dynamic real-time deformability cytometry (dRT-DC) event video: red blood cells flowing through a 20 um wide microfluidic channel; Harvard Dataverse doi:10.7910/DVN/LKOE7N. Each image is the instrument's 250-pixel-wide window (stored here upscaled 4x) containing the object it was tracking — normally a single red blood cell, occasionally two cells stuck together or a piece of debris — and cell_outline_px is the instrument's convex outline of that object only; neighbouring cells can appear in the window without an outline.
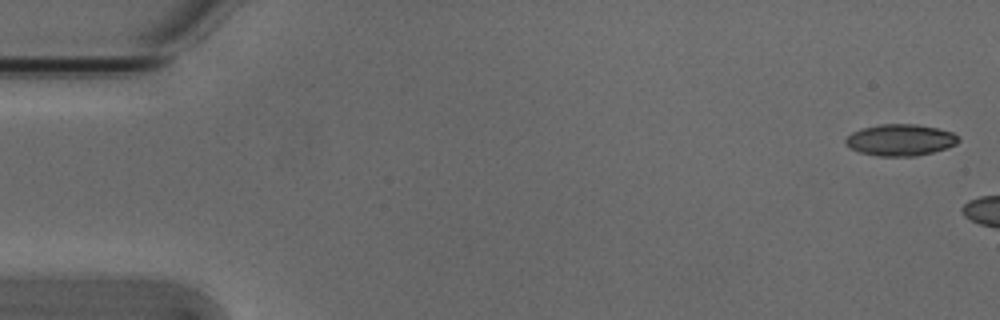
{"species": "Egyptian fruit bat (a non-hibernating species)", "species_latin": "Rousettus aegyptiacus", "temperature_condition": "cold", "stored_images_in_passage": 3, "camera_frame_rate_fps": 3000, "um_per_image_px": 0.085, "animal": {"sex": "male"}, "frame": {"image": 1, "passage_image": 1, "time_ms": 0.0, "image_size_px": [1000, 320], "cell_outline_px": [[960, 140], [956, 144], [948, 148], [916, 156], [880, 156], [860, 152], [852, 148], [844, 140], [852, 132], [860, 128], [880, 124], [916, 124], [936, 128], [952, 132], [960, 136]], "centroid_in_image_um": [76.57, 11.89], "position_along_channel_um": 8.4, "area_um2": 20.69}}